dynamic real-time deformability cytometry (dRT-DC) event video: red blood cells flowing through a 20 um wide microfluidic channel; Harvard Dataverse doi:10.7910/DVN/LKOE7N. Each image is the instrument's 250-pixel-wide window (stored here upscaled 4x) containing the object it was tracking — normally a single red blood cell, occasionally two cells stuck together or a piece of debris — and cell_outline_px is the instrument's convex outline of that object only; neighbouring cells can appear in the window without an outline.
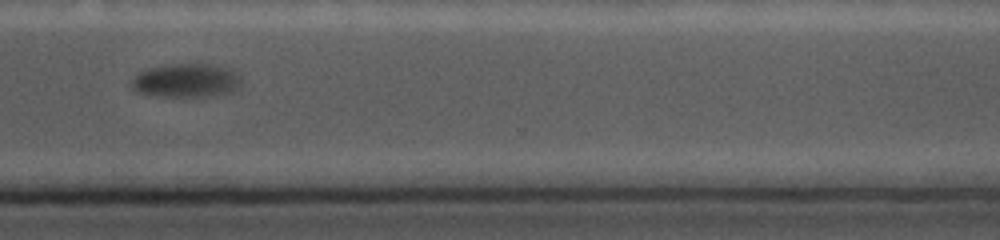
{"species": "common noctule bat (a hibernating species)", "species_latin": "Nyctalus noctula", "temperature_condition": "cold", "stored_images_in_passage": 22, "camera_frame_rate_fps": 5000, "um_per_image_px": 0.085, "animal": {"sex": "female", "body_mass_g": 19.0, "forearm_length_mm": 56.7}, "frame": {"image": 1, "passage_image": 19, "time_ms": 10.8, "image_size_px": [1000, 240], "cell_outline_px": [[240, 88], [236, 92], [212, 96], [156, 96], [136, 92], [132, 88], [132, 80], [140, 72], [148, 68], [172, 64], [212, 64], [228, 68], [236, 72], [240, 76]], "centroid_in_image_um": [15.88, 6.85], "position_along_channel_um": 354.7, "area_um2": 21.73}}